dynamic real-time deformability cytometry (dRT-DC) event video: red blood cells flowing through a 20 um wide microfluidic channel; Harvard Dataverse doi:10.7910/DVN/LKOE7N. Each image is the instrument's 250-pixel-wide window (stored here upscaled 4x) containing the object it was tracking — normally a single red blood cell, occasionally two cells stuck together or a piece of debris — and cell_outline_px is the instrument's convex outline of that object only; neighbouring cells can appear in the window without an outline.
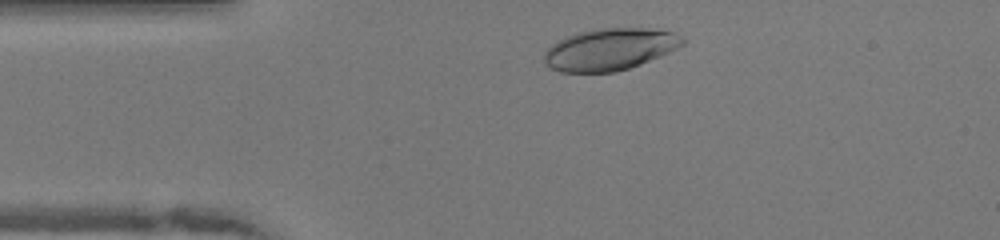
{"species": "human", "species_latin": "Homo sapiens", "temperature_condition": "warm", "stored_images_in_passage": 33, "camera_frame_rate_fps": 3000, "um_per_image_px": 0.085, "donor": {"sex": "female"}, "frame": {"image": 1, "passage_image": 3, "time_ms": 0.667, "image_size_px": [1000, 240], "cell_outline_px": [[684, 44], [668, 52], [640, 64], [616, 72], [560, 72], [552, 68], [544, 60], [544, 52], [556, 40], [576, 32], [600, 28], [644, 28], [672, 32], [680, 36], [684, 40]], "centroid_in_image_um": [51.79, 4.19], "position_along_channel_um": 33.2, "area_um2": 33.52}}
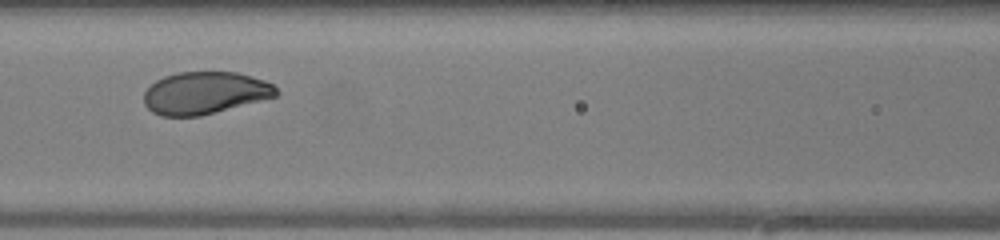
{"frame": {"image": 2, "passage_image": 14, "time_ms": 4.333, "image_size_px": [1000, 240], "cell_outline_px": [[280, 92], [276, 96], [200, 116], [160, 116], [152, 112], [144, 104], [144, 92], [156, 80], [164, 76], [176, 72], [236, 72], [252, 76], [264, 80], [272, 84]], "centroid_in_image_um": [17.39, 7.89], "position_along_channel_um": 149.2, "area_um2": 32.54}}
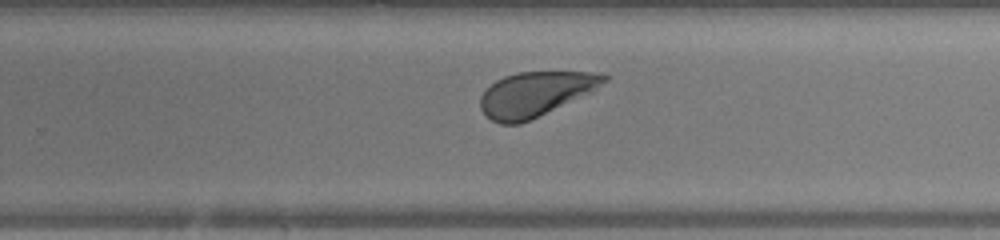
{"frame": {"image": 3, "passage_image": 24, "time_ms": 7.667, "image_size_px": [1000, 240], "cell_outline_px": [[608, 80], [592, 92], [520, 124], [500, 124], [492, 120], [480, 108], [480, 96], [496, 80], [504, 76], [516, 72], [604, 72], [608, 76]], "centroid_in_image_um": [45.53, 7.98], "position_along_channel_um": 284.3, "area_um2": 31.96}, "authors_computed_cell_mechanics": {"area_um2": 33.813, "velocity_mm_per_s": 4.0666, "shape_relaxation_time_tau1_ms": 1.4547, "shape_relaxation_time_tau2_ms": null, "deformation_change_tau1": 0.1046, "deformation_change_tau2": null}}